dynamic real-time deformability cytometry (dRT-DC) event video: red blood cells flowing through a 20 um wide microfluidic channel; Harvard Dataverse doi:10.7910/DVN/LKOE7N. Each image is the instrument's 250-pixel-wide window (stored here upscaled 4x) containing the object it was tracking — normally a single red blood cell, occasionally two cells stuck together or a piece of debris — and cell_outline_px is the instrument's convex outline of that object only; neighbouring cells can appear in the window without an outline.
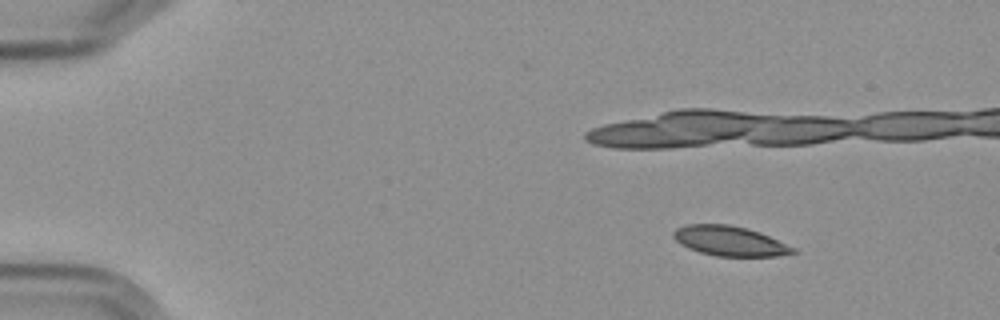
{"species": "Egyptian fruit bat (a non-hibernating species)", "species_latin": "Rousettus aegyptiacus", "temperature_condition": "cold", "stored_images_in_passage": 8, "camera_frame_rate_fps": 3000, "um_per_image_px": 0.085, "frame": {"image": 1, "passage_image": 2, "time_ms": 1.333, "image_size_px": [1000, 320], "cell_outline_px": [[796, 252], [776, 256], [716, 256], [700, 252], [688, 248], [680, 244], [672, 236], [672, 232], [676, 228], [688, 224], [728, 224], [760, 232], [796, 248]], "centroid_in_image_um": [62.0, 20.48], "position_along_channel_um": 23.0, "area_um2": 20.69}}
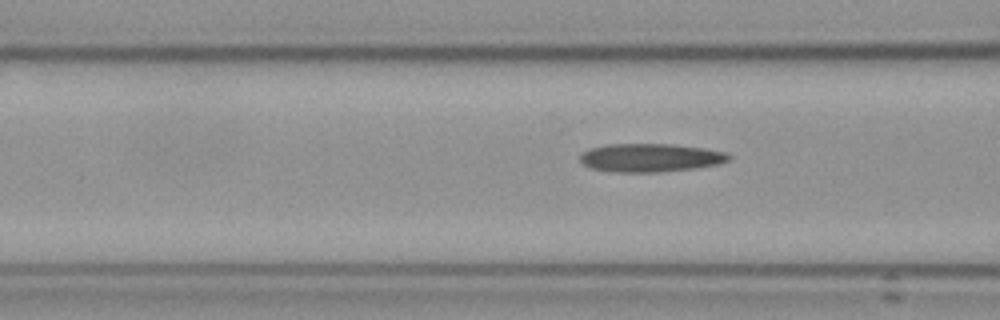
{"frame": {"image": 2, "passage_image": 8, "time_ms": 9.0, "image_size_px": [1000, 320], "cell_outline_px": [[732, 160], [720, 164], [696, 168], [660, 172], [612, 172], [592, 168], [584, 164], [580, 160], [580, 156], [588, 148], [608, 144], [672, 144], [704, 148], [728, 152], [732, 156]], "centroid_in_image_um": [55.35, 13.4], "position_along_channel_um": 111.3, "area_um2": 24.85}}